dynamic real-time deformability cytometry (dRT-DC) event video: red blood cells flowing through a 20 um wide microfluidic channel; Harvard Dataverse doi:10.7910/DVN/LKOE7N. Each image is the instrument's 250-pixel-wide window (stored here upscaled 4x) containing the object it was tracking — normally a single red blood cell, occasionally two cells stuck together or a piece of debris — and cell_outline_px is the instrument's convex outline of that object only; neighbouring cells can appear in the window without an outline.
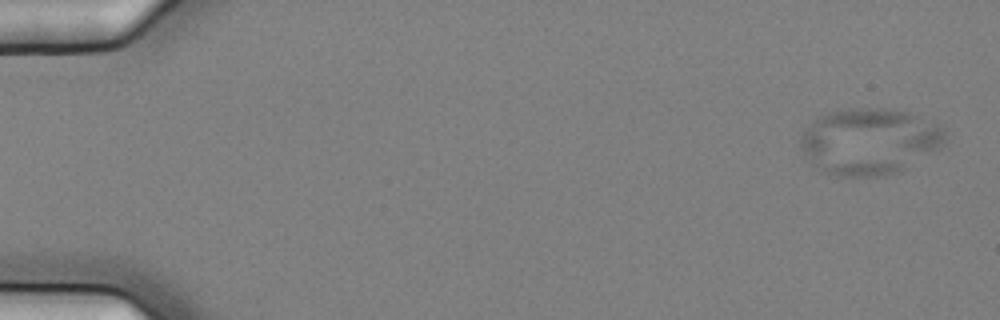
{"species": "common noctule bat (a hibernating species)", "species_latin": "Nyctalus noctula", "temperature_condition": "cold", "stored_images_in_passage": 6, "camera_frame_rate_fps": 3000, "um_per_image_px": 0.085, "animal": {"sex": "female", "body_mass_g": 25.1}, "frame": {"image": 1, "passage_image": 1, "time_ms": 0.0, "image_size_px": [1000, 320], "cell_outline_px": [[944, 144], [940, 148], [892, 172], [880, 176], [836, 176], [820, 172], [812, 164], [800, 148], [800, 140], [804, 132], [820, 116], [828, 112], [848, 108], [884, 108], [908, 112], [932, 120], [940, 124], [944, 128]], "centroid_in_image_um": [73.88, 11.99], "position_along_channel_um": 11.1, "area_um2": 55.37}}